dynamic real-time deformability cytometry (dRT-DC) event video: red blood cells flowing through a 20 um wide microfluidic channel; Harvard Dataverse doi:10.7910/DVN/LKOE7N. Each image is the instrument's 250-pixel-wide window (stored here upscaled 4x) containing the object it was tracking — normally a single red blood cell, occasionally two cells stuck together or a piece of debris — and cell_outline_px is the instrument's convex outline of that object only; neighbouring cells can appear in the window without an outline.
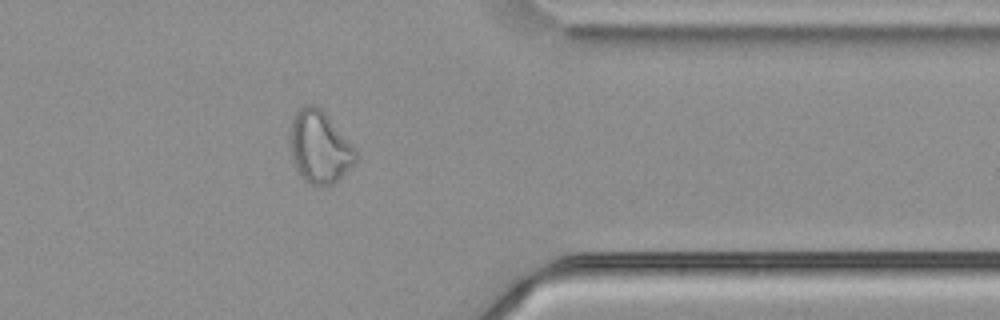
{"species": "common noctule bat (a hibernating species)", "species_latin": "Nyctalus noctula", "temperature_condition": "cold", "stored_images_in_passage": 37, "camera_frame_rate_fps": 3000, "um_per_image_px": 0.085, "animal": {"sex": "male", "body_mass_g": 21.5, "forearm_length_mm": 52.0}, "frame": {"image": 1, "passage_image": 27, "time_ms": 8.667, "image_size_px": [1000, 320], "cell_outline_px": [[360, 156], [332, 184], [312, 184], [304, 180], [296, 168], [292, 160], [288, 144], [288, 132], [292, 116], [304, 104], [312, 104], [320, 108], [324, 112], [356, 148]], "centroid_in_image_um": [27.11, 12.45], "position_along_channel_um": 384.3, "area_um2": 27.8}, "authors_computed_cell_mechanics": {"area_um2": 25.9522, "velocity_mm_per_s": 3.798, "shape_relaxation_time_tau1_ms": null, "shape_relaxation_time_tau2_ms": 1.7964, "deformation_change_tau1": null, "deformation_change_tau2": 0.0915}}